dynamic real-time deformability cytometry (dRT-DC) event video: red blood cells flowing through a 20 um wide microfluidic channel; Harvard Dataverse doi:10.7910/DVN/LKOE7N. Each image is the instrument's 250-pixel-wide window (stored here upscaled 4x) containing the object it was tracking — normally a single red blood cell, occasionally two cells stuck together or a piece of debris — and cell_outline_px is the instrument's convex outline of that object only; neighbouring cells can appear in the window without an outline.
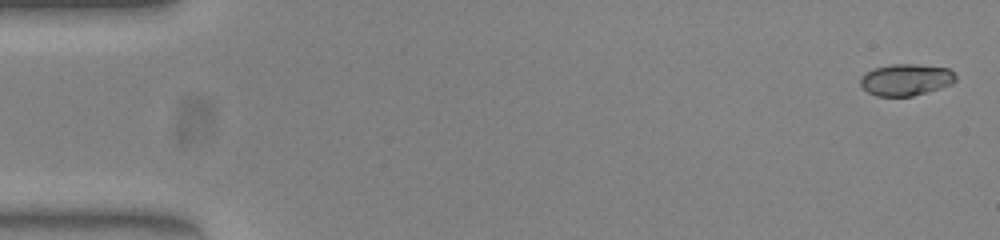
{"species": "common noctule bat (a hibernating species)", "species_latin": "Nyctalus noctula", "temperature_condition": "warm", "stored_images_in_passage": 16, "camera_frame_rate_fps": 3000, "um_per_image_px": 0.085, "animal": {"sex": "female", "body_mass_g": 23.0, "forearm_length_mm": 53.4}, "frame": {"image": 1, "passage_image": 2, "time_ms": 0.333, "image_size_px": [1000, 240], "cell_outline_px": [[956, 80], [952, 84], [940, 88], [912, 96], [876, 96], [868, 92], [860, 84], [860, 76], [872, 68], [892, 64], [912, 64], [948, 68], [956, 76]], "centroid_in_image_um": [76.98, 6.77], "position_along_channel_um": 8.0, "area_um2": 17.57}}
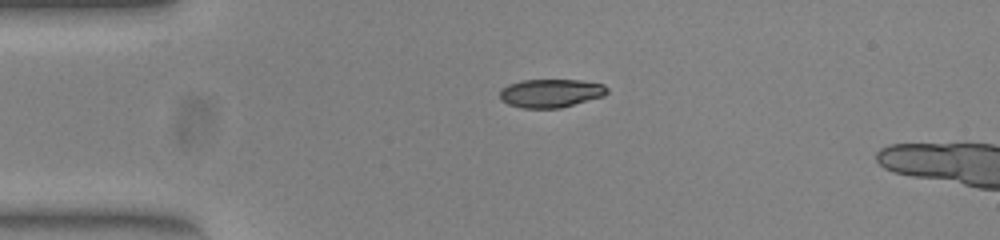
{"frame": {"image": 2, "passage_image": 13, "time_ms": 4.0, "image_size_px": [1000, 240], "cell_outline_px": [[608, 92], [604, 96], [560, 108], [520, 108], [508, 104], [500, 100], [500, 88], [508, 84], [520, 80], [580, 80], [604, 84], [608, 88]], "centroid_in_image_um": [46.79, 7.92], "position_along_channel_um": 38.2, "area_um2": 17.98}}